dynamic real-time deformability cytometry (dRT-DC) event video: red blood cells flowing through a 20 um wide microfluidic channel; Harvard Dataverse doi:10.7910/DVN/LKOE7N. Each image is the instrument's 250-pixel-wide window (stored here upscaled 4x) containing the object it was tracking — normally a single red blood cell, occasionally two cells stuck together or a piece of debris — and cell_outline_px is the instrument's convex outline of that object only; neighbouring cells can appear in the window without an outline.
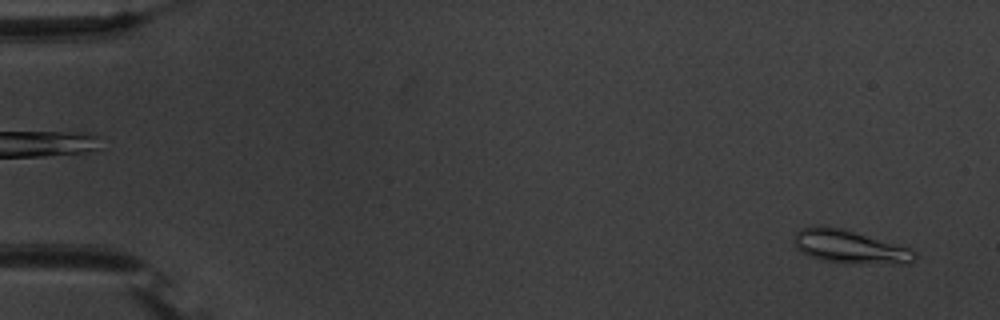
{"species": "common noctule bat (a hibernating species)", "species_latin": "Nyctalus noctula", "temperature_condition": "warm", "stored_images_in_passage": 55, "camera_frame_rate_fps": 3000, "um_per_image_px": 0.085, "animal": {"sex": "male", "body_mass_g": 20.1, "forearm_length_mm": 53.5}, "frame": {"image": 1, "passage_image": 3, "time_ms": 0.667, "image_size_px": [1000, 320], "cell_outline_px": [[916, 260], [908, 264], [848, 264], [820, 260], [808, 256], [796, 248], [792, 240], [792, 236], [800, 228], [820, 224], [824, 224], [844, 228], [912, 248], [916, 252]], "centroid_in_image_um": [72.22, 20.97], "position_along_channel_um": 12.8, "area_um2": 24.51}}
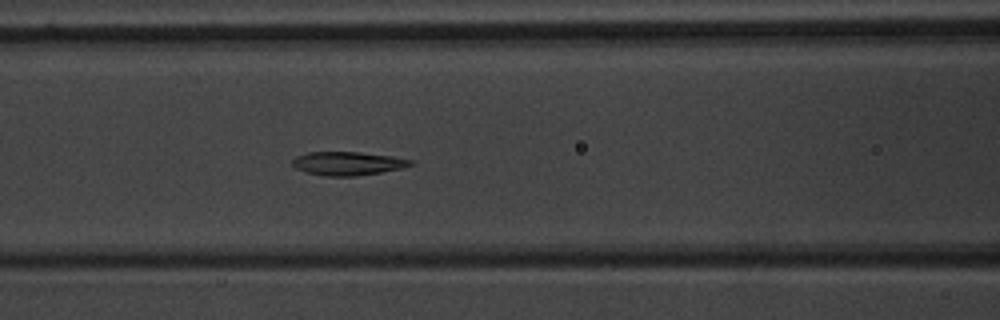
{"frame": {"image": 2, "passage_image": 24, "time_ms": 7.667, "image_size_px": [1000, 320], "cell_outline_px": [[416, 164], [404, 168], [356, 176], [324, 176], [304, 172], [296, 168], [292, 164], [292, 160], [296, 156], [308, 152], [360, 152], [392, 156], [412, 160]], "centroid_in_image_um": [29.57, 13.89], "position_along_channel_um": 137.0, "area_um2": 16.36}}
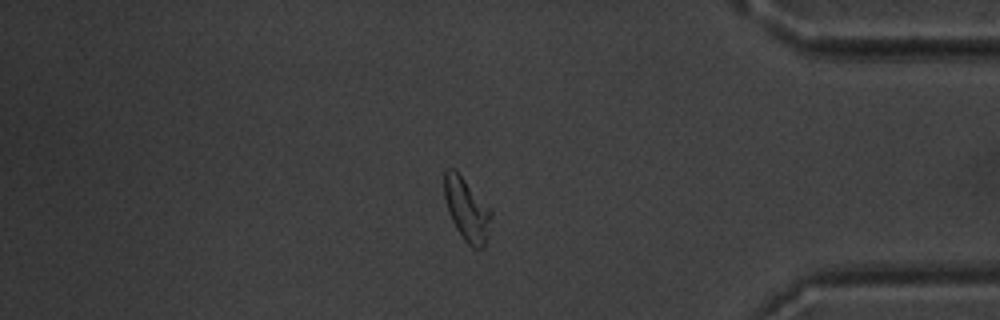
{"frame": {"image": 3, "passage_image": 47, "time_ms": 15.333, "image_size_px": [1000, 320], "cell_outline_px": [[492, 216], [484, 248], [472, 248], [464, 240], [456, 228], [448, 212], [444, 196], [444, 172], [448, 168], [452, 168], [492, 208]], "centroid_in_image_um": [39.69, 17.83], "position_along_channel_um": 395.5, "area_um2": 17.05}, "authors_computed_cell_mechanics": {"area_um2": 17.2822, "velocity_mm_per_s": 3.709, "shape_relaxation_time_tau1_ms": 3.0758, "shape_relaxation_time_tau2_ms": 2.3899, "deformation_change_tau1": 0.1402, "deformation_change_tau2": 0.0782}}